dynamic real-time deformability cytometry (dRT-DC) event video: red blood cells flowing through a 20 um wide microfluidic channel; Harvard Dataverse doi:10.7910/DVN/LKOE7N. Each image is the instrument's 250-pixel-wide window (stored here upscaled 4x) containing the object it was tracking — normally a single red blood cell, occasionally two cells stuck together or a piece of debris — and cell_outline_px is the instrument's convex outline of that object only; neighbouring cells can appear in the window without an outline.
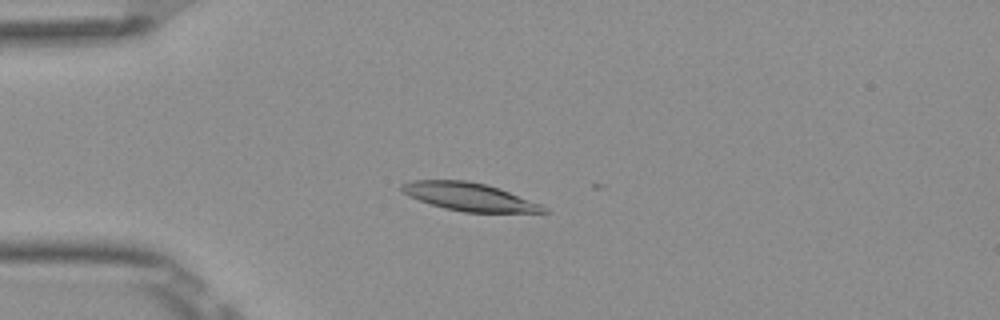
{"species": "Egyptian fruit bat (a non-hibernating species)", "species_latin": "Rousettus aegyptiacus", "temperature_condition": "room temperature", "stored_images_in_passage": 16, "camera_frame_rate_fps": 3000, "um_per_image_px": 0.085, "frame": {"image": 1, "passage_image": 11, "time_ms": 3.333, "image_size_px": [1000, 320], "cell_outline_px": [[548, 212], [464, 212], [444, 208], [408, 196], [400, 192], [400, 184], [412, 180], [464, 180], [484, 184], [508, 192], [540, 204], [548, 208]], "centroid_in_image_um": [39.81, 16.72], "position_along_channel_um": 45.2, "area_um2": 22.77}}